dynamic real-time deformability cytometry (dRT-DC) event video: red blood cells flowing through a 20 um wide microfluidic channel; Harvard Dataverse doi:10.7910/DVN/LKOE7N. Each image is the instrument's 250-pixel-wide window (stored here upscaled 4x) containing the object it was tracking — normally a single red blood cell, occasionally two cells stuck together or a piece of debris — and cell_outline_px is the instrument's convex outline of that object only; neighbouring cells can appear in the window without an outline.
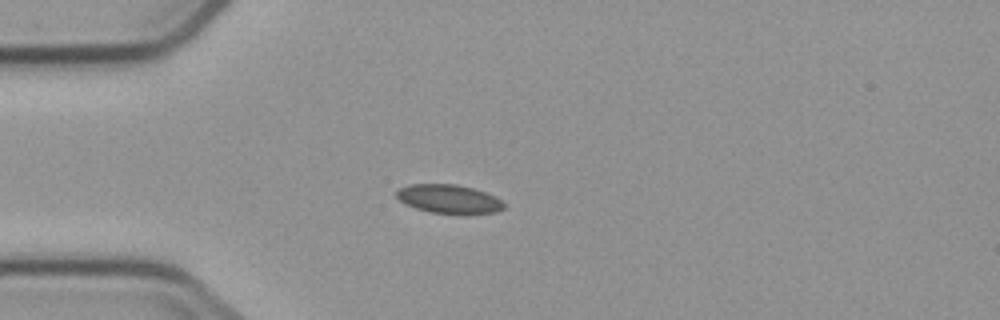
{"species": "common noctule bat (a hibernating species)", "species_latin": "Nyctalus noctula", "temperature_condition": "cold", "stored_images_in_passage": 5, "camera_frame_rate_fps": 3000, "um_per_image_px": 0.085, "animal": {"sex": "male", "body_mass_g": 23.1, "forearm_length_mm": 52.7}, "frame": {"image": 1, "passage_image": 4, "time_ms": 3.667, "image_size_px": [1000, 320], "cell_outline_px": [[504, 208], [496, 212], [432, 212], [416, 208], [400, 200], [396, 196], [396, 192], [400, 188], [408, 184], [456, 184], [472, 188], [496, 196], [504, 204]], "centroid_in_image_um": [38.13, 16.87], "position_along_channel_um": 46.9, "area_um2": 17.34}}